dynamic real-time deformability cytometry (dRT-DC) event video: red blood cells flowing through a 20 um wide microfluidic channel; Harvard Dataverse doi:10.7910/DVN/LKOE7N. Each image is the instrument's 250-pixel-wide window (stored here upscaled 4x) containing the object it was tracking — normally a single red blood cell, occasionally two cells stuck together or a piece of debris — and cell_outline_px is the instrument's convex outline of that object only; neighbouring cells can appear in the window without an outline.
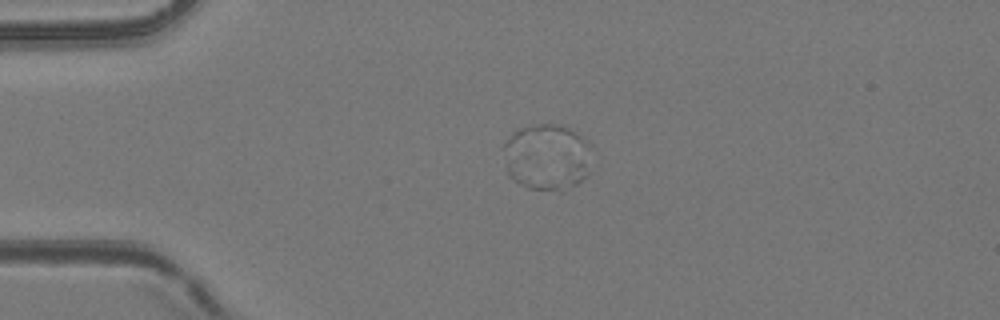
{"species": "common noctule bat (a hibernating species)", "species_latin": "Nyctalus noctula", "temperature_condition": "room temperature", "stored_images_in_passage": 25, "segment_of_instrument_passage": [2, 2], "camera_frame_rate_fps": 3000, "um_per_image_px": 0.085, "animal": {"sex": "female", "body_mass_g": 24.6, "forearm_length_mm": 56.2}, "frame": {"image": 1, "passage_image": 14, "time_ms": 4.333, "image_size_px": [1000, 320], "cell_outline_px": [[588, 172], [576, 184], [564, 192], [532, 188], [520, 184], [512, 180], [508, 176], [504, 148], [504, 140], [512, 132], [520, 128], [536, 124], [556, 124], [568, 128], [576, 132], [588, 140]], "centroid_in_image_um": [46.45, 13.34], "position_along_channel_um": 38.5, "area_um2": 34.04}}
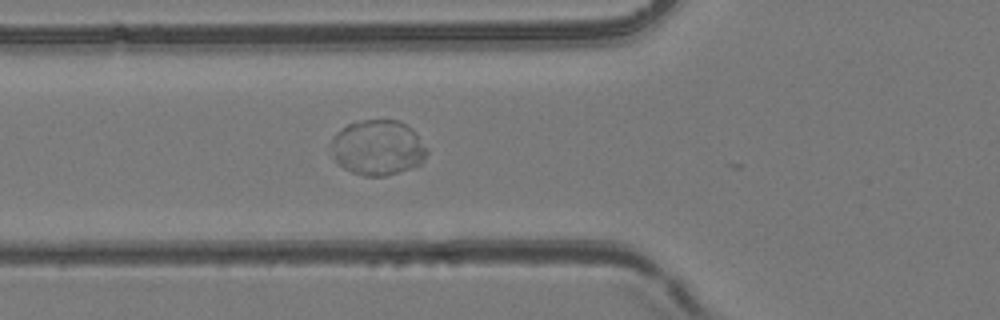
{"frame": {"image": 2, "passage_image": 21, "time_ms": 6.667, "image_size_px": [1000, 320], "cell_outline_px": [[428, 152], [420, 164], [384, 176], [364, 176], [352, 172], [344, 168], [336, 160], [328, 144], [332, 136], [336, 132], [348, 124], [360, 120], [396, 120], [412, 128]], "centroid_in_image_um": [32.05, 12.53], "position_along_channel_um": 93.7, "area_um2": 30.63}}
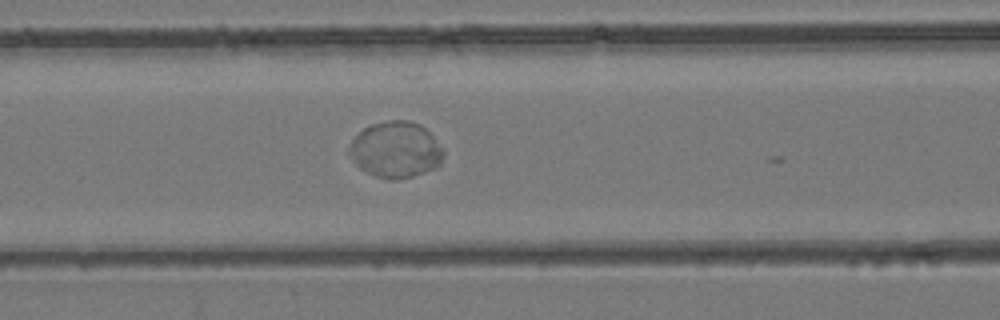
{"frame": {"image": 3, "passage_image": 24, "time_ms": 7.667, "image_size_px": [1000, 320], "cell_outline_px": [[444, 152], [440, 164], [436, 168], [412, 176], [396, 180], [392, 180], [376, 176], [360, 168], [356, 164], [348, 152], [348, 148], [352, 140], [364, 128], [372, 124], [388, 120], [408, 120], [420, 124], [432, 136]], "centroid_in_image_um": [33.62, 12.73], "position_along_channel_um": 133.0, "area_um2": 30.52}}